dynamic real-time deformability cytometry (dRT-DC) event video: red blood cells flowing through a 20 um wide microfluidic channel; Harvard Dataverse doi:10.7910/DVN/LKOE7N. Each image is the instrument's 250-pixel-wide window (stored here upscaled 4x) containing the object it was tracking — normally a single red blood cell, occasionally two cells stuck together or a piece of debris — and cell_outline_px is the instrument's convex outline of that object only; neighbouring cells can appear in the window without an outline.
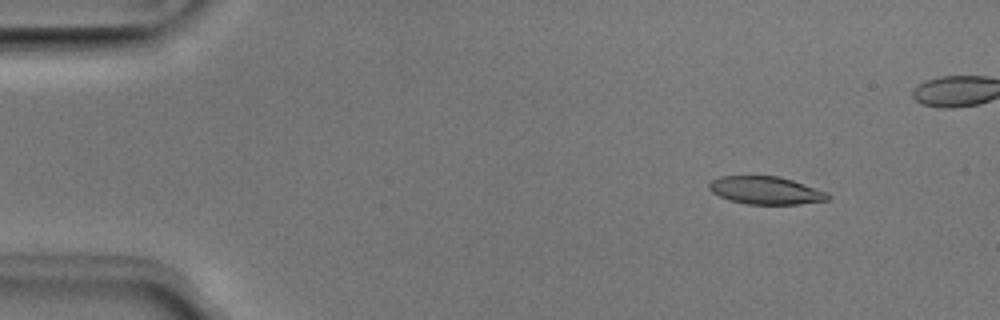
{"species": "Egyptian fruit bat (a non-hibernating species)", "species_latin": "Rousettus aegyptiacus", "temperature_condition": "room temperature", "stored_images_in_passage": 44, "camera_frame_rate_fps": 3000, "um_per_image_px": 0.085, "animal": {"sex": "male"}, "frame": {"image": 1, "passage_image": 5, "time_ms": 1.333, "image_size_px": [1000, 320], "cell_outline_px": [[832, 196], [828, 200], [800, 204], [744, 204], [728, 200], [712, 192], [708, 188], [708, 184], [712, 180], [720, 176], [780, 176], [828, 192]], "centroid_in_image_um": [65.1, 16.19], "position_along_channel_um": 19.9, "area_um2": 19.36}}
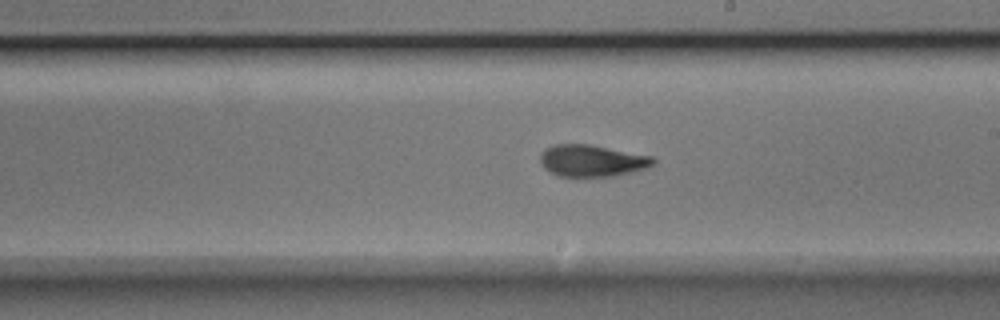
{"frame": {"image": 2, "passage_image": 28, "time_ms": 9.0, "image_size_px": [1000, 320], "cell_outline_px": [[656, 164], [648, 168], [632, 172], [612, 176], [556, 176], [544, 168], [540, 164], [540, 152], [544, 148], [552, 144], [588, 144], [652, 156], [656, 160]], "centroid_in_image_um": [50.3, 13.65], "position_along_channel_um": 238.7, "area_um2": 21.15}}
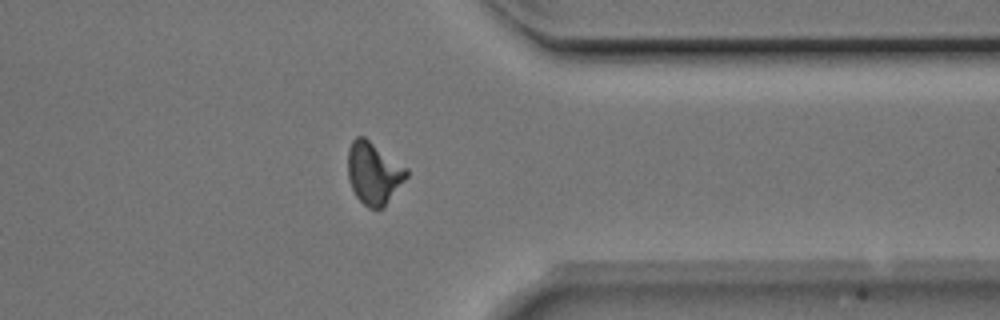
{"frame": {"image": 3, "passage_image": 39, "time_ms": 12.667, "image_size_px": [1000, 320], "cell_outline_px": [[408, 176], [384, 208], [368, 208], [356, 196], [352, 188], [348, 176], [348, 148], [352, 140], [356, 136], [364, 136], [408, 168]], "centroid_in_image_um": [31.77, 14.7], "position_along_channel_um": 379.6, "area_um2": 21.33}}